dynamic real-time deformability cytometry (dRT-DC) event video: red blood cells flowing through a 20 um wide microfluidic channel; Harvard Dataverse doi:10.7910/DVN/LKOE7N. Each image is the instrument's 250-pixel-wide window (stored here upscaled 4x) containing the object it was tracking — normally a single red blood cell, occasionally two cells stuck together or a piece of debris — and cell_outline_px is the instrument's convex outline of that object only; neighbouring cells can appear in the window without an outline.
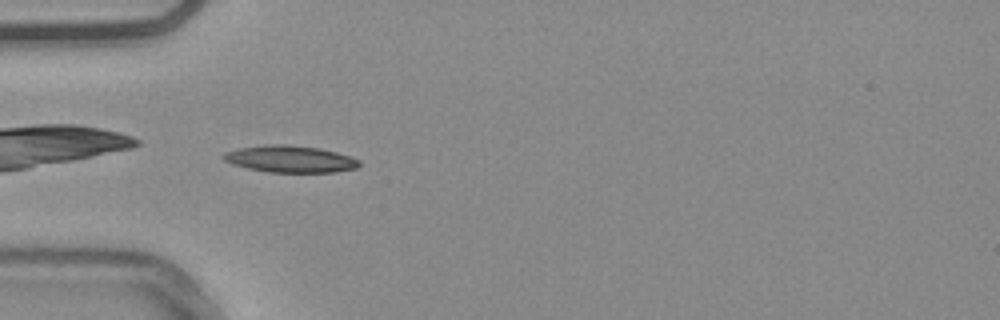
{"species": "common noctule bat (a hibernating species)", "species_latin": "Nyctalus noctula", "temperature_condition": "warm", "stored_images_in_passage": 38, "camera_frame_rate_fps": 3000, "um_per_image_px": 0.085, "animal": {"sex": "male", "body_mass_g": 20.4}, "frame": {"image": 1, "passage_image": 1, "time_ms": 0.0, "image_size_px": [1000, 320], "cell_outline_px": [[360, 164], [356, 168], [336, 172], [268, 172], [248, 168], [232, 164], [224, 160], [220, 156], [224, 152], [240, 148], [264, 144], [284, 144], [320, 148], [336, 152], [360, 160]], "centroid_in_image_um": [24.63, 13.51], "position_along_channel_um": 60.4, "area_um2": 21.27}}
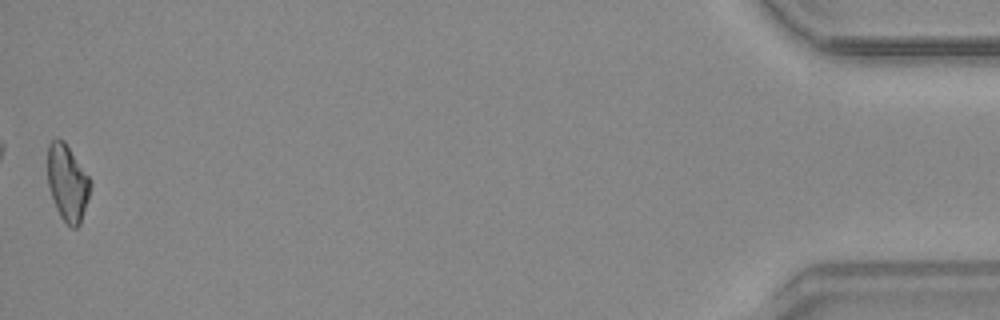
{"frame": {"image": 2, "passage_image": 38, "time_ms": 12.333, "image_size_px": [1000, 320], "cell_outline_px": [[92, 184], [80, 224], [76, 228], [72, 228], [60, 216], [56, 208], [48, 184], [48, 144], [56, 136], [64, 140], [92, 180]], "centroid_in_image_um": [5.74, 15.5], "position_along_channel_um": 429.5, "area_um2": 19.07}, "authors_computed_cell_mechanics": {"area_um2": 19.3341, "velocity_mm_per_s": 3.7724, "shape_relaxation_time_tau1_ms": null, "shape_relaxation_time_tau2_ms": 10.735, "deformation_change_tau1": null, "deformation_change_tau2": 0.2369}}